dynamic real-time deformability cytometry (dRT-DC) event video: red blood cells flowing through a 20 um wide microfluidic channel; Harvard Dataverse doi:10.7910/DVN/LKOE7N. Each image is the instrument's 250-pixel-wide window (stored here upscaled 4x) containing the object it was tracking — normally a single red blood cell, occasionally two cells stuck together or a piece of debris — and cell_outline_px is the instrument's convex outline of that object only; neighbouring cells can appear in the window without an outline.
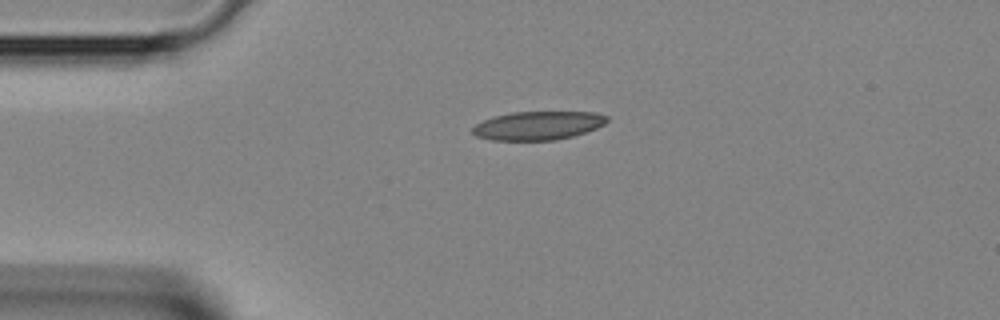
{"species": "Egyptian fruit bat (a non-hibernating species)", "species_latin": "Rousettus aegyptiacus", "temperature_condition": "room temperature", "stored_images_in_passage": 2, "camera_frame_rate_fps": 3000, "um_per_image_px": 0.085, "animal": {"sex": "female"}, "frame": {"image": 1, "passage_image": 1, "time_ms": 0.0, "image_size_px": [1000, 320], "cell_outline_px": [[608, 120], [604, 124], [596, 128], [572, 136], [556, 140], [492, 140], [476, 136], [472, 132], [472, 128], [476, 124], [492, 116], [512, 112], [596, 112], [608, 116]], "centroid_in_image_um": [45.72, 10.67], "position_along_channel_um": 39.3, "area_um2": 22.37}}
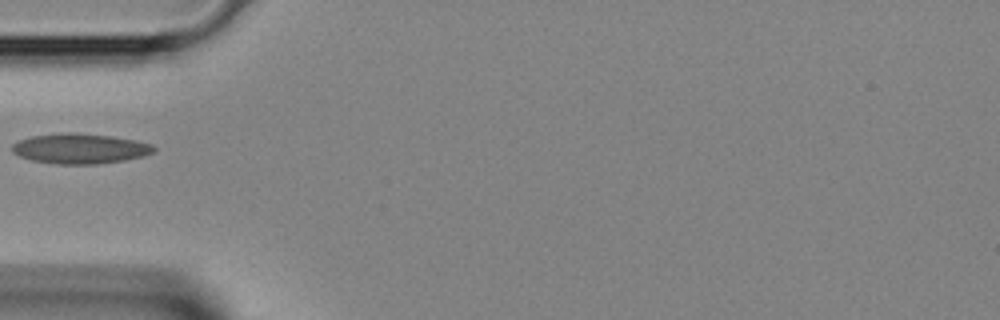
{"frame": {"image": 2, "passage_image": 2, "time_ms": 0.333, "image_size_px": [1000, 320], "cell_outline_px": [[156, 148], [152, 152], [144, 156], [124, 160], [96, 164], [56, 164], [32, 160], [20, 156], [12, 152], [12, 144], [20, 140], [32, 136], [60, 132], [76, 132], [112, 136], [136, 140], [152, 144]], "centroid_in_image_um": [6.8, 12.62], "position_along_channel_um": 78.2, "area_um2": 24.97}}